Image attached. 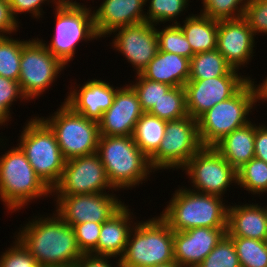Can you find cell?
<instances>
[{
    "mask_svg": "<svg viewBox=\"0 0 267 267\" xmlns=\"http://www.w3.org/2000/svg\"><path fill=\"white\" fill-rule=\"evenodd\" d=\"M22 226L16 237L40 267H74L82 257L72 226L55 213Z\"/></svg>",
    "mask_w": 267,
    "mask_h": 267,
    "instance_id": "obj_1",
    "label": "cell"
},
{
    "mask_svg": "<svg viewBox=\"0 0 267 267\" xmlns=\"http://www.w3.org/2000/svg\"><path fill=\"white\" fill-rule=\"evenodd\" d=\"M97 153L115 191L139 186L142 181H147L150 172H155L133 136L100 135Z\"/></svg>",
    "mask_w": 267,
    "mask_h": 267,
    "instance_id": "obj_2",
    "label": "cell"
},
{
    "mask_svg": "<svg viewBox=\"0 0 267 267\" xmlns=\"http://www.w3.org/2000/svg\"><path fill=\"white\" fill-rule=\"evenodd\" d=\"M224 204L221 196L179 187L160 216L175 232L195 227L227 228L228 206Z\"/></svg>",
    "mask_w": 267,
    "mask_h": 267,
    "instance_id": "obj_3",
    "label": "cell"
},
{
    "mask_svg": "<svg viewBox=\"0 0 267 267\" xmlns=\"http://www.w3.org/2000/svg\"><path fill=\"white\" fill-rule=\"evenodd\" d=\"M138 222L119 258L121 267H152L175 262L173 230L168 223L161 216Z\"/></svg>",
    "mask_w": 267,
    "mask_h": 267,
    "instance_id": "obj_4",
    "label": "cell"
},
{
    "mask_svg": "<svg viewBox=\"0 0 267 267\" xmlns=\"http://www.w3.org/2000/svg\"><path fill=\"white\" fill-rule=\"evenodd\" d=\"M50 195L52 190L36 174L19 146L0 157V199L11 213L33 199Z\"/></svg>",
    "mask_w": 267,
    "mask_h": 267,
    "instance_id": "obj_5",
    "label": "cell"
},
{
    "mask_svg": "<svg viewBox=\"0 0 267 267\" xmlns=\"http://www.w3.org/2000/svg\"><path fill=\"white\" fill-rule=\"evenodd\" d=\"M252 80L250 78L232 97L215 104L197 119L203 146H214L227 134L251 122L248 115L259 102Z\"/></svg>",
    "mask_w": 267,
    "mask_h": 267,
    "instance_id": "obj_6",
    "label": "cell"
},
{
    "mask_svg": "<svg viewBox=\"0 0 267 267\" xmlns=\"http://www.w3.org/2000/svg\"><path fill=\"white\" fill-rule=\"evenodd\" d=\"M17 144L40 179L52 190L59 182L66 160L54 132L39 117L29 120Z\"/></svg>",
    "mask_w": 267,
    "mask_h": 267,
    "instance_id": "obj_7",
    "label": "cell"
},
{
    "mask_svg": "<svg viewBox=\"0 0 267 267\" xmlns=\"http://www.w3.org/2000/svg\"><path fill=\"white\" fill-rule=\"evenodd\" d=\"M82 3L59 0L55 6V32L51 43H44L47 50L68 66L75 56L76 45L84 41L97 40L93 12Z\"/></svg>",
    "mask_w": 267,
    "mask_h": 267,
    "instance_id": "obj_8",
    "label": "cell"
},
{
    "mask_svg": "<svg viewBox=\"0 0 267 267\" xmlns=\"http://www.w3.org/2000/svg\"><path fill=\"white\" fill-rule=\"evenodd\" d=\"M60 107L49 118L41 116V119L54 132L64 159L96 153L100 137L98 121L76 113L65 102Z\"/></svg>",
    "mask_w": 267,
    "mask_h": 267,
    "instance_id": "obj_9",
    "label": "cell"
},
{
    "mask_svg": "<svg viewBox=\"0 0 267 267\" xmlns=\"http://www.w3.org/2000/svg\"><path fill=\"white\" fill-rule=\"evenodd\" d=\"M202 147L197 119L187 115L167 121L164 138L149 158L150 166L154 171L182 169Z\"/></svg>",
    "mask_w": 267,
    "mask_h": 267,
    "instance_id": "obj_10",
    "label": "cell"
},
{
    "mask_svg": "<svg viewBox=\"0 0 267 267\" xmlns=\"http://www.w3.org/2000/svg\"><path fill=\"white\" fill-rule=\"evenodd\" d=\"M66 65L49 52L43 39L34 38L22 47L19 84L27 101L47 90Z\"/></svg>",
    "mask_w": 267,
    "mask_h": 267,
    "instance_id": "obj_11",
    "label": "cell"
},
{
    "mask_svg": "<svg viewBox=\"0 0 267 267\" xmlns=\"http://www.w3.org/2000/svg\"><path fill=\"white\" fill-rule=\"evenodd\" d=\"M193 191L223 197L227 188L237 184V171L213 146H203L182 168Z\"/></svg>",
    "mask_w": 267,
    "mask_h": 267,
    "instance_id": "obj_12",
    "label": "cell"
},
{
    "mask_svg": "<svg viewBox=\"0 0 267 267\" xmlns=\"http://www.w3.org/2000/svg\"><path fill=\"white\" fill-rule=\"evenodd\" d=\"M107 189L115 190L96 152L67 160L59 182L52 189V196L105 193Z\"/></svg>",
    "mask_w": 267,
    "mask_h": 267,
    "instance_id": "obj_13",
    "label": "cell"
},
{
    "mask_svg": "<svg viewBox=\"0 0 267 267\" xmlns=\"http://www.w3.org/2000/svg\"><path fill=\"white\" fill-rule=\"evenodd\" d=\"M249 79L232 68L224 76L188 80L184 85L187 114L198 119L215 104L232 97Z\"/></svg>",
    "mask_w": 267,
    "mask_h": 267,
    "instance_id": "obj_14",
    "label": "cell"
},
{
    "mask_svg": "<svg viewBox=\"0 0 267 267\" xmlns=\"http://www.w3.org/2000/svg\"><path fill=\"white\" fill-rule=\"evenodd\" d=\"M107 193L56 196L55 212L72 227L84 222L103 223L124 205L115 194Z\"/></svg>",
    "mask_w": 267,
    "mask_h": 267,
    "instance_id": "obj_15",
    "label": "cell"
},
{
    "mask_svg": "<svg viewBox=\"0 0 267 267\" xmlns=\"http://www.w3.org/2000/svg\"><path fill=\"white\" fill-rule=\"evenodd\" d=\"M156 26L148 22L118 28L112 33V47L123 54L127 62L134 67L136 74L149 64L156 56L158 37ZM116 32V33H115Z\"/></svg>",
    "mask_w": 267,
    "mask_h": 267,
    "instance_id": "obj_16",
    "label": "cell"
},
{
    "mask_svg": "<svg viewBox=\"0 0 267 267\" xmlns=\"http://www.w3.org/2000/svg\"><path fill=\"white\" fill-rule=\"evenodd\" d=\"M145 112L130 85L118 88L113 104L98 121L103 136H133L136 123Z\"/></svg>",
    "mask_w": 267,
    "mask_h": 267,
    "instance_id": "obj_17",
    "label": "cell"
},
{
    "mask_svg": "<svg viewBox=\"0 0 267 267\" xmlns=\"http://www.w3.org/2000/svg\"><path fill=\"white\" fill-rule=\"evenodd\" d=\"M255 35L246 20L237 19L218 21L217 50L226 62L239 71L254 56Z\"/></svg>",
    "mask_w": 267,
    "mask_h": 267,
    "instance_id": "obj_18",
    "label": "cell"
},
{
    "mask_svg": "<svg viewBox=\"0 0 267 267\" xmlns=\"http://www.w3.org/2000/svg\"><path fill=\"white\" fill-rule=\"evenodd\" d=\"M227 228L195 227L173 231L175 262L180 267L198 266L227 233Z\"/></svg>",
    "mask_w": 267,
    "mask_h": 267,
    "instance_id": "obj_19",
    "label": "cell"
},
{
    "mask_svg": "<svg viewBox=\"0 0 267 267\" xmlns=\"http://www.w3.org/2000/svg\"><path fill=\"white\" fill-rule=\"evenodd\" d=\"M144 5L147 6L146 0H103L99 8L93 10L98 37L111 35L118 28L146 22Z\"/></svg>",
    "mask_w": 267,
    "mask_h": 267,
    "instance_id": "obj_20",
    "label": "cell"
},
{
    "mask_svg": "<svg viewBox=\"0 0 267 267\" xmlns=\"http://www.w3.org/2000/svg\"><path fill=\"white\" fill-rule=\"evenodd\" d=\"M72 87L64 102L76 113L95 121H99L103 113L113 104L116 91L119 88H114L110 83L101 79H91L81 87L77 85L73 91Z\"/></svg>",
    "mask_w": 267,
    "mask_h": 267,
    "instance_id": "obj_21",
    "label": "cell"
},
{
    "mask_svg": "<svg viewBox=\"0 0 267 267\" xmlns=\"http://www.w3.org/2000/svg\"><path fill=\"white\" fill-rule=\"evenodd\" d=\"M128 205H123L108 220L102 223L97 247L90 253L95 256L121 257L125 251L131 230L136 222ZM132 223V224H131ZM132 225V226H131Z\"/></svg>",
    "mask_w": 267,
    "mask_h": 267,
    "instance_id": "obj_22",
    "label": "cell"
},
{
    "mask_svg": "<svg viewBox=\"0 0 267 267\" xmlns=\"http://www.w3.org/2000/svg\"><path fill=\"white\" fill-rule=\"evenodd\" d=\"M227 234L243 238L265 241L267 238V218L258 204L228 205Z\"/></svg>",
    "mask_w": 267,
    "mask_h": 267,
    "instance_id": "obj_23",
    "label": "cell"
},
{
    "mask_svg": "<svg viewBox=\"0 0 267 267\" xmlns=\"http://www.w3.org/2000/svg\"><path fill=\"white\" fill-rule=\"evenodd\" d=\"M140 74L151 81L165 83L171 87H184L189 80L190 59L158 50Z\"/></svg>",
    "mask_w": 267,
    "mask_h": 267,
    "instance_id": "obj_24",
    "label": "cell"
},
{
    "mask_svg": "<svg viewBox=\"0 0 267 267\" xmlns=\"http://www.w3.org/2000/svg\"><path fill=\"white\" fill-rule=\"evenodd\" d=\"M256 124L249 122L224 136L213 147L236 170L255 157Z\"/></svg>",
    "mask_w": 267,
    "mask_h": 267,
    "instance_id": "obj_25",
    "label": "cell"
},
{
    "mask_svg": "<svg viewBox=\"0 0 267 267\" xmlns=\"http://www.w3.org/2000/svg\"><path fill=\"white\" fill-rule=\"evenodd\" d=\"M181 27L194 54L217 49L218 21L200 13L190 14Z\"/></svg>",
    "mask_w": 267,
    "mask_h": 267,
    "instance_id": "obj_26",
    "label": "cell"
},
{
    "mask_svg": "<svg viewBox=\"0 0 267 267\" xmlns=\"http://www.w3.org/2000/svg\"><path fill=\"white\" fill-rule=\"evenodd\" d=\"M166 122L145 112L136 123L133 139L148 158L158 150L165 135Z\"/></svg>",
    "mask_w": 267,
    "mask_h": 267,
    "instance_id": "obj_27",
    "label": "cell"
},
{
    "mask_svg": "<svg viewBox=\"0 0 267 267\" xmlns=\"http://www.w3.org/2000/svg\"><path fill=\"white\" fill-rule=\"evenodd\" d=\"M232 67L217 50L194 54L190 59L189 80H201L226 75Z\"/></svg>",
    "mask_w": 267,
    "mask_h": 267,
    "instance_id": "obj_28",
    "label": "cell"
},
{
    "mask_svg": "<svg viewBox=\"0 0 267 267\" xmlns=\"http://www.w3.org/2000/svg\"><path fill=\"white\" fill-rule=\"evenodd\" d=\"M148 113L165 121L187 116L184 87H171Z\"/></svg>",
    "mask_w": 267,
    "mask_h": 267,
    "instance_id": "obj_29",
    "label": "cell"
},
{
    "mask_svg": "<svg viewBox=\"0 0 267 267\" xmlns=\"http://www.w3.org/2000/svg\"><path fill=\"white\" fill-rule=\"evenodd\" d=\"M27 40H18L7 36H0V75L12 79L19 80L20 61L22 47Z\"/></svg>",
    "mask_w": 267,
    "mask_h": 267,
    "instance_id": "obj_30",
    "label": "cell"
},
{
    "mask_svg": "<svg viewBox=\"0 0 267 267\" xmlns=\"http://www.w3.org/2000/svg\"><path fill=\"white\" fill-rule=\"evenodd\" d=\"M237 185L253 195L267 193V163L252 158L237 171Z\"/></svg>",
    "mask_w": 267,
    "mask_h": 267,
    "instance_id": "obj_31",
    "label": "cell"
},
{
    "mask_svg": "<svg viewBox=\"0 0 267 267\" xmlns=\"http://www.w3.org/2000/svg\"><path fill=\"white\" fill-rule=\"evenodd\" d=\"M230 237L232 238L241 267H267V247L265 241L238 236Z\"/></svg>",
    "mask_w": 267,
    "mask_h": 267,
    "instance_id": "obj_32",
    "label": "cell"
},
{
    "mask_svg": "<svg viewBox=\"0 0 267 267\" xmlns=\"http://www.w3.org/2000/svg\"><path fill=\"white\" fill-rule=\"evenodd\" d=\"M159 51L175 53L191 59L194 55L192 48L178 24H169L162 30L156 28Z\"/></svg>",
    "mask_w": 267,
    "mask_h": 267,
    "instance_id": "obj_33",
    "label": "cell"
},
{
    "mask_svg": "<svg viewBox=\"0 0 267 267\" xmlns=\"http://www.w3.org/2000/svg\"><path fill=\"white\" fill-rule=\"evenodd\" d=\"M149 1V2H148ZM149 3V9L145 14L146 22L153 25L159 23L178 24V16L187 8L189 0H146ZM171 21V22H170Z\"/></svg>",
    "mask_w": 267,
    "mask_h": 267,
    "instance_id": "obj_34",
    "label": "cell"
},
{
    "mask_svg": "<svg viewBox=\"0 0 267 267\" xmlns=\"http://www.w3.org/2000/svg\"><path fill=\"white\" fill-rule=\"evenodd\" d=\"M200 12L211 19L229 20L241 18L249 0H202Z\"/></svg>",
    "mask_w": 267,
    "mask_h": 267,
    "instance_id": "obj_35",
    "label": "cell"
},
{
    "mask_svg": "<svg viewBox=\"0 0 267 267\" xmlns=\"http://www.w3.org/2000/svg\"><path fill=\"white\" fill-rule=\"evenodd\" d=\"M135 77H137V80L135 81L136 83L133 82V84L131 83L129 85L136 92L142 110L144 112H149L164 94L168 92L171 86L165 83L151 81L144 78L140 73Z\"/></svg>",
    "mask_w": 267,
    "mask_h": 267,
    "instance_id": "obj_36",
    "label": "cell"
},
{
    "mask_svg": "<svg viewBox=\"0 0 267 267\" xmlns=\"http://www.w3.org/2000/svg\"><path fill=\"white\" fill-rule=\"evenodd\" d=\"M196 267H241L232 238L226 233Z\"/></svg>",
    "mask_w": 267,
    "mask_h": 267,
    "instance_id": "obj_37",
    "label": "cell"
},
{
    "mask_svg": "<svg viewBox=\"0 0 267 267\" xmlns=\"http://www.w3.org/2000/svg\"><path fill=\"white\" fill-rule=\"evenodd\" d=\"M14 239V245L2 252L0 267H40L39 263L23 244L17 238Z\"/></svg>",
    "mask_w": 267,
    "mask_h": 267,
    "instance_id": "obj_38",
    "label": "cell"
},
{
    "mask_svg": "<svg viewBox=\"0 0 267 267\" xmlns=\"http://www.w3.org/2000/svg\"><path fill=\"white\" fill-rule=\"evenodd\" d=\"M243 18L253 31V34H267V0H249Z\"/></svg>",
    "mask_w": 267,
    "mask_h": 267,
    "instance_id": "obj_39",
    "label": "cell"
},
{
    "mask_svg": "<svg viewBox=\"0 0 267 267\" xmlns=\"http://www.w3.org/2000/svg\"><path fill=\"white\" fill-rule=\"evenodd\" d=\"M101 226L102 223L84 222L73 227L82 254H90L97 247Z\"/></svg>",
    "mask_w": 267,
    "mask_h": 267,
    "instance_id": "obj_40",
    "label": "cell"
},
{
    "mask_svg": "<svg viewBox=\"0 0 267 267\" xmlns=\"http://www.w3.org/2000/svg\"><path fill=\"white\" fill-rule=\"evenodd\" d=\"M54 3L57 5L59 0H9V6L12 13L13 18L17 21V15L22 14L24 12L31 13L35 18H42L43 8L41 7L45 2ZM17 18V19H16Z\"/></svg>",
    "mask_w": 267,
    "mask_h": 267,
    "instance_id": "obj_41",
    "label": "cell"
},
{
    "mask_svg": "<svg viewBox=\"0 0 267 267\" xmlns=\"http://www.w3.org/2000/svg\"><path fill=\"white\" fill-rule=\"evenodd\" d=\"M17 98L27 100L19 82L0 75V102L10 111V107Z\"/></svg>",
    "mask_w": 267,
    "mask_h": 267,
    "instance_id": "obj_42",
    "label": "cell"
},
{
    "mask_svg": "<svg viewBox=\"0 0 267 267\" xmlns=\"http://www.w3.org/2000/svg\"><path fill=\"white\" fill-rule=\"evenodd\" d=\"M18 27L19 23L12 16L9 0H0V36L14 34Z\"/></svg>",
    "mask_w": 267,
    "mask_h": 267,
    "instance_id": "obj_43",
    "label": "cell"
},
{
    "mask_svg": "<svg viewBox=\"0 0 267 267\" xmlns=\"http://www.w3.org/2000/svg\"><path fill=\"white\" fill-rule=\"evenodd\" d=\"M111 256H95L91 254H83L82 257L76 262L74 267H115L108 261ZM116 267H121L120 260H117Z\"/></svg>",
    "mask_w": 267,
    "mask_h": 267,
    "instance_id": "obj_44",
    "label": "cell"
},
{
    "mask_svg": "<svg viewBox=\"0 0 267 267\" xmlns=\"http://www.w3.org/2000/svg\"><path fill=\"white\" fill-rule=\"evenodd\" d=\"M255 158L267 163V126H256L255 133Z\"/></svg>",
    "mask_w": 267,
    "mask_h": 267,
    "instance_id": "obj_45",
    "label": "cell"
},
{
    "mask_svg": "<svg viewBox=\"0 0 267 267\" xmlns=\"http://www.w3.org/2000/svg\"><path fill=\"white\" fill-rule=\"evenodd\" d=\"M258 91V99L263 102L267 101V77L263 79L262 83L256 85Z\"/></svg>",
    "mask_w": 267,
    "mask_h": 267,
    "instance_id": "obj_46",
    "label": "cell"
},
{
    "mask_svg": "<svg viewBox=\"0 0 267 267\" xmlns=\"http://www.w3.org/2000/svg\"><path fill=\"white\" fill-rule=\"evenodd\" d=\"M11 112L0 102V126L8 123V119L12 118Z\"/></svg>",
    "mask_w": 267,
    "mask_h": 267,
    "instance_id": "obj_47",
    "label": "cell"
},
{
    "mask_svg": "<svg viewBox=\"0 0 267 267\" xmlns=\"http://www.w3.org/2000/svg\"><path fill=\"white\" fill-rule=\"evenodd\" d=\"M152 267H180V266L176 262H172L167 264L155 265Z\"/></svg>",
    "mask_w": 267,
    "mask_h": 267,
    "instance_id": "obj_48",
    "label": "cell"
},
{
    "mask_svg": "<svg viewBox=\"0 0 267 267\" xmlns=\"http://www.w3.org/2000/svg\"><path fill=\"white\" fill-rule=\"evenodd\" d=\"M263 209H264V211H265L266 218H267V205H266V206H263Z\"/></svg>",
    "mask_w": 267,
    "mask_h": 267,
    "instance_id": "obj_49",
    "label": "cell"
}]
</instances>
